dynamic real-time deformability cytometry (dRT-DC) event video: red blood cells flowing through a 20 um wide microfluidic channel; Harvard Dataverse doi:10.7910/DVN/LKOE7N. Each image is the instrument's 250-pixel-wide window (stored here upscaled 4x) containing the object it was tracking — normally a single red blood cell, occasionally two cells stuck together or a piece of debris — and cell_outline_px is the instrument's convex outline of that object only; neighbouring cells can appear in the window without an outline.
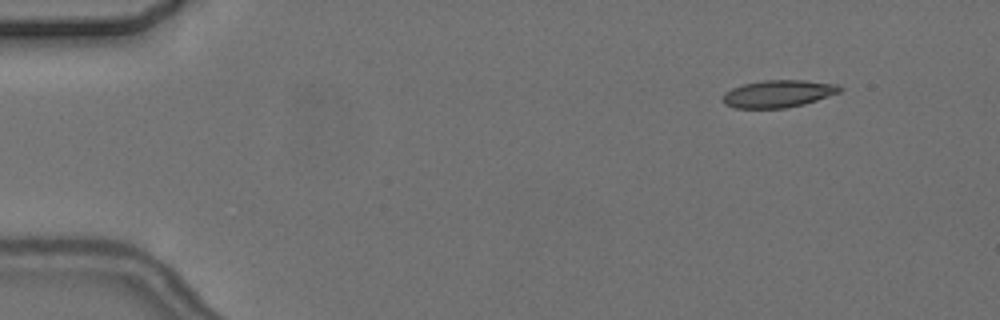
{"species": "common noctule bat (a hibernating species)", "species_latin": "Nyctalus noctula", "temperature_condition": "cold", "stored_images_in_passage": 5, "camera_frame_rate_fps": 3000, "um_per_image_px": 0.085, "animal": {"sex": "female", "body_mass_g": 24.6, "forearm_length_mm": 56.2}, "frame": {"image": 1, "passage_image": 1, "time_ms": 0.0, "image_size_px": [1000, 320], "cell_outline_px": [[844, 88], [840, 92], [804, 104], [784, 108], [736, 108], [724, 104], [724, 92], [732, 88], [744, 84], [764, 80], [804, 80], [840, 84]], "centroid_in_image_um": [66.19, 7.96], "position_along_channel_um": 18.8, "area_um2": 18.61}}